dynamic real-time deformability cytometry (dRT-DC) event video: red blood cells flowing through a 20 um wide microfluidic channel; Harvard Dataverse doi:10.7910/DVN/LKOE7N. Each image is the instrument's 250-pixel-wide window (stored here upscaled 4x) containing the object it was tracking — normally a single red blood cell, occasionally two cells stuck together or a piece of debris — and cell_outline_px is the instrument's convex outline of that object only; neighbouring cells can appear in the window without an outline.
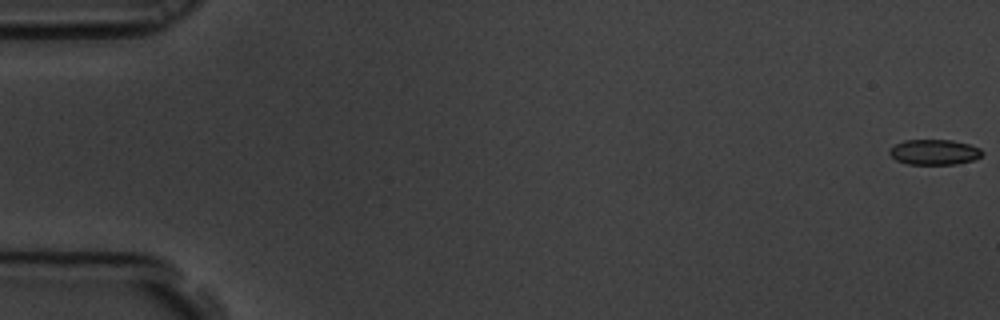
{"species": "common noctule bat (a hibernating species)", "species_latin": "Nyctalus noctula", "temperature_condition": "room temperature", "stored_images_in_passage": 60, "camera_frame_rate_fps": 3000, "um_per_image_px": 0.085, "animal": {"sex": "male", "body_mass_g": 19.5, "forearm_length_mm": 54.6}, "frame": {"image": 1, "passage_image": 1, "time_ms": 0.0, "image_size_px": [1000, 320], "cell_outline_px": [[984, 152], [976, 160], [956, 164], [908, 164], [896, 160], [888, 152], [896, 144], [904, 140], [952, 140], [968, 144], [980, 148]], "centroid_in_image_um": [79.45, 12.93], "position_along_channel_um": 5.6, "area_um2": 13.64}}
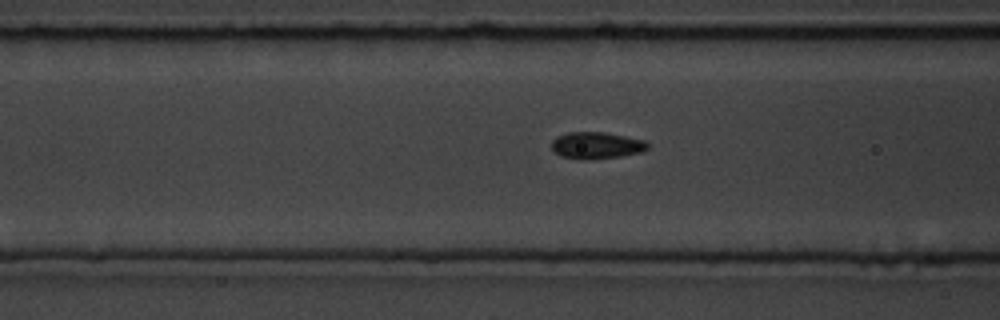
{"frame": {"image": 2, "passage_image": 24, "time_ms": 7.667, "image_size_px": [1000, 320], "cell_outline_px": [[648, 148], [644, 152], [620, 156], [588, 160], [560, 156], [552, 148], [552, 140], [556, 136], [568, 132], [604, 132], [644, 140], [648, 144]], "centroid_in_image_um": [50.7, 12.36], "position_along_channel_um": 115.9, "area_um2": 14.97}}
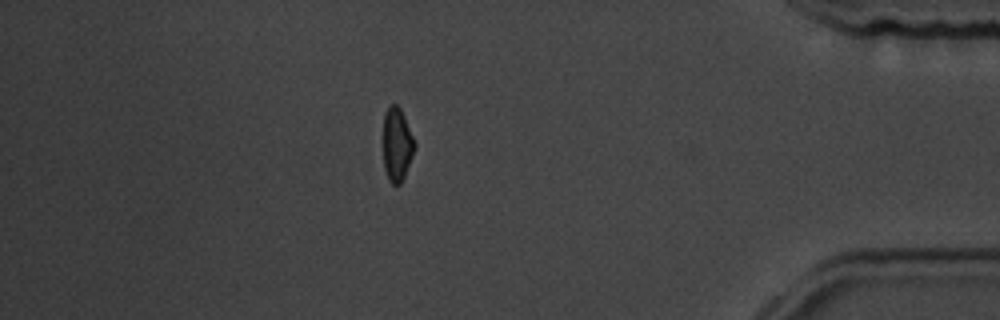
{"frame": {"image": 3, "passage_image": 52, "time_ms": 17.0, "image_size_px": [1000, 320], "cell_outline_px": [[416, 144], [412, 156], [404, 176], [400, 184], [392, 184], [388, 180], [384, 168], [384, 112], [388, 104], [396, 104], [400, 108], [404, 116]], "centroid_in_image_um": [33.73, 12.26], "position_along_channel_um": 401.5, "area_um2": 13.35}, "authors_computed_cell_mechanics": {"area_um2": 14.3922, "velocity_mm_per_s": 3.4953, "shape_relaxation_time_tau1_ms": 4.4433, "shape_relaxation_time_tau2_ms": null, "deformation_change_tau1": 0.1059, "deformation_change_tau2": null}}